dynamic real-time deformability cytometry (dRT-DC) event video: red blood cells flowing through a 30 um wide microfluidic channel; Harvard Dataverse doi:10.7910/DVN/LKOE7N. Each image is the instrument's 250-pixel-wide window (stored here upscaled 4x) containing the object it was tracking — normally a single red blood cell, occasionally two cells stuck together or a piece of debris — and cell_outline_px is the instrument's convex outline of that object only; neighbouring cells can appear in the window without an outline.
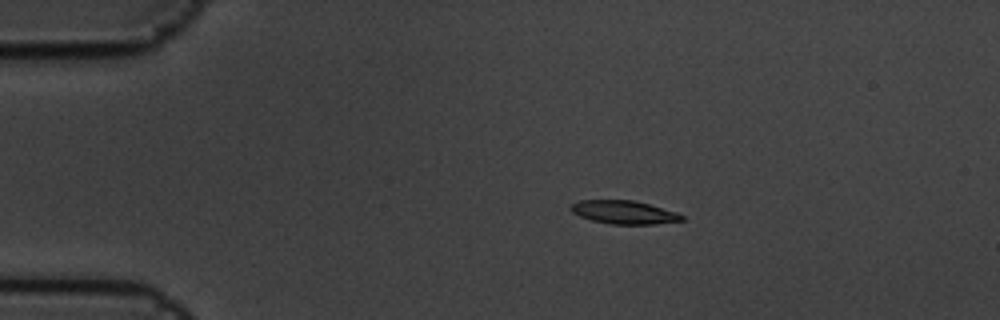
{"species": "common noctule bat (a hibernating species)", "species_latin": "Nyctalus noctula", "temperature_condition": "cold", "stored_images_in_passage": 5, "camera_frame_rate_fps": 3000, "um_per_image_px": 0.085, "animal": {"sex": "male", "body_mass_g": 19.5, "forearm_length_mm": 54.6}, "frame": {"image": 1, "passage_image": 1, "time_ms": 0.0, "image_size_px": [1000, 320], "cell_outline_px": [[684, 220], [656, 224], [608, 224], [592, 220], [580, 216], [572, 212], [568, 208], [572, 204], [580, 200], [636, 200], [676, 212], [684, 216]], "centroid_in_image_um": [53.03, 18.04], "position_along_channel_um": 32.0, "area_um2": 15.14}}
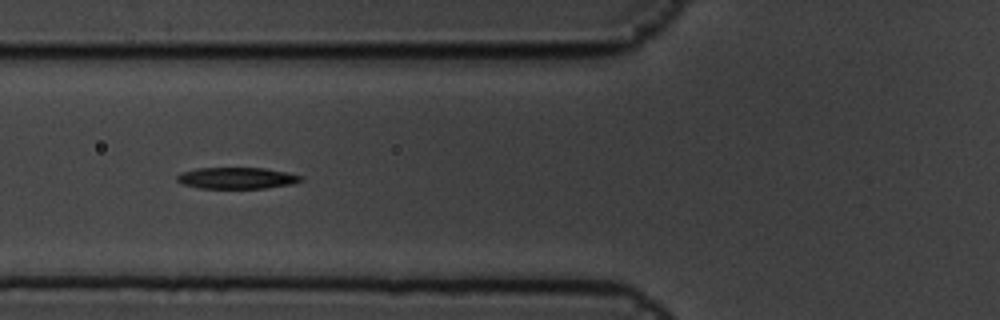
{"frame": {"image": 2, "passage_image": 4, "time_ms": 1.0, "image_size_px": [1000, 320], "cell_outline_px": [[304, 180], [292, 184], [264, 188], [200, 188], [184, 184], [176, 180], [176, 176], [180, 172], [196, 168], [264, 168], [288, 172], [304, 176]], "centroid_in_image_um": [20.15, 15.13], "position_along_channel_um": 105.6, "area_um2": 15.55}}
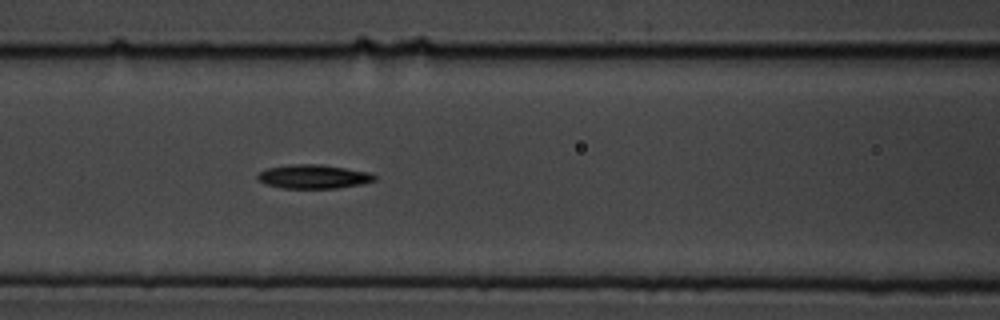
{"frame": {"image": 3, "passage_image": 5, "time_ms": 1.333, "image_size_px": [1000, 320], "cell_outline_px": [[376, 180], [360, 184], [336, 188], [280, 188], [264, 184], [256, 176], [260, 172], [268, 168], [292, 164], [320, 164], [372, 172], [376, 176]], "centroid_in_image_um": [26.66, 15.01], "position_along_channel_um": 139.9, "area_um2": 16.3}}